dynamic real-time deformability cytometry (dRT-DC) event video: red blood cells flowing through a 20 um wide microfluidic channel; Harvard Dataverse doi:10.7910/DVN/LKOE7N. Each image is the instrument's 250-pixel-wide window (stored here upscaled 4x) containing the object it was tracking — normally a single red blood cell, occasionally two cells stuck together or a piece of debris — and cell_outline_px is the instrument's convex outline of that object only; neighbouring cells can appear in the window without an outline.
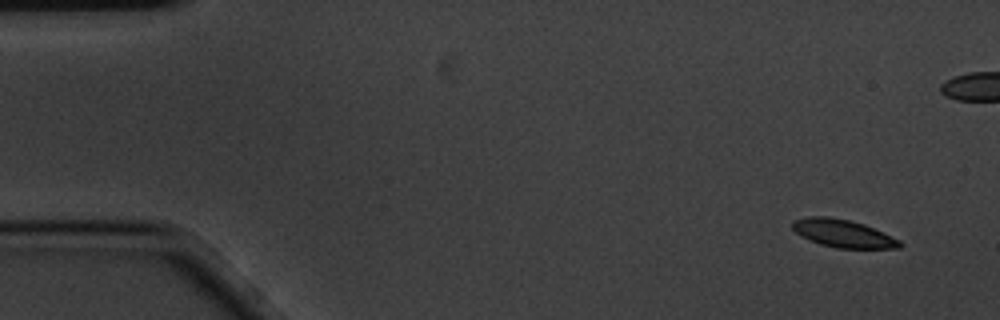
{"species": "common noctule bat (a hibernating species)", "species_latin": "Nyctalus noctula", "temperature_condition": "cold", "stored_images_in_passage": 7, "camera_frame_rate_fps": 3000, "um_per_image_px": 0.085, "animal": {"sex": "male", "body_mass_g": 20.1, "forearm_length_mm": 53.5}, "frame": {"image": 1, "passage_image": 1, "time_ms": 0.0, "image_size_px": [1000, 320], "cell_outline_px": [[904, 244], [900, 248], [836, 248], [820, 244], [800, 236], [792, 228], [792, 220], [808, 216], [828, 216], [848, 220], [864, 224], [900, 240]], "centroid_in_image_um": [71.64, 19.84], "position_along_channel_um": 13.4, "area_um2": 17.4}}
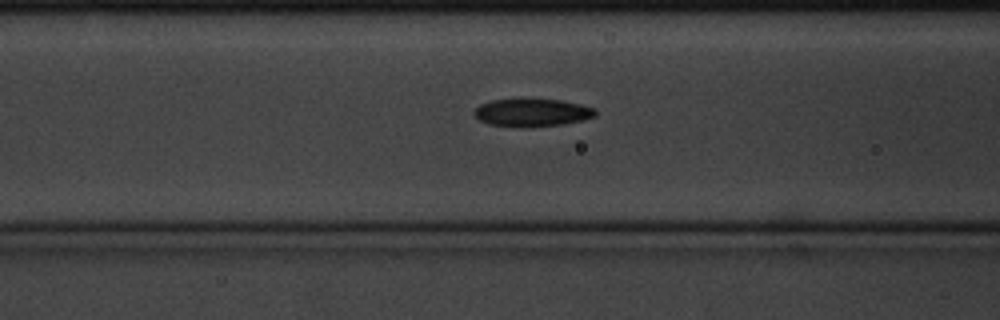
{"frame": {"image": 2, "passage_image": 7, "time_ms": 2.0, "image_size_px": [1000, 320], "cell_outline_px": [[596, 116], [564, 124], [488, 124], [480, 120], [472, 112], [480, 104], [492, 100], [524, 96], [560, 100], [580, 104], [596, 108]], "centroid_in_image_um": [45.23, 9.47], "position_along_channel_um": 121.4, "area_um2": 19.36}}